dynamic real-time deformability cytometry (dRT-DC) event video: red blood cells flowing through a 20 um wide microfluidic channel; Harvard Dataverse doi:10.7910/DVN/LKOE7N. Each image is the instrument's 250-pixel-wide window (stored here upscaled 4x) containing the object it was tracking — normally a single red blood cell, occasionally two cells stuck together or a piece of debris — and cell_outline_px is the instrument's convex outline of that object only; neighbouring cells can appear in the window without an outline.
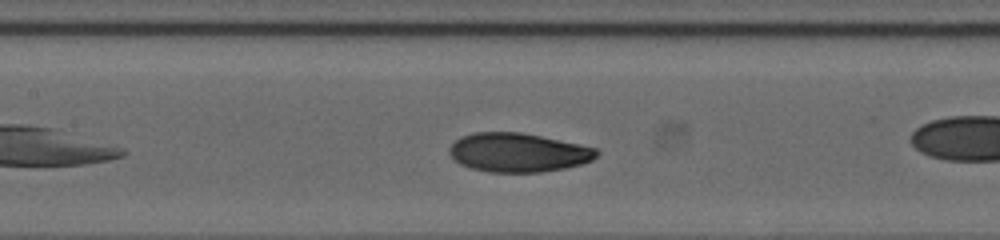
{"species": "human", "species_latin": "Homo sapiens", "temperature_condition": "cold", "stored_images_in_passage": 44, "camera_frame_rate_fps": 3000, "um_per_image_px": 0.085, "donor": {"sex": "female"}, "frame": {"image": 1, "passage_image": 19, "time_ms": 6.0, "image_size_px": [1000, 240], "cell_outline_px": [[600, 152], [592, 160], [584, 164], [564, 168], [540, 172], [488, 172], [472, 168], [460, 164], [448, 152], [448, 148], [460, 136], [476, 132], [520, 132], [580, 144], [596, 148]], "centroid_in_image_um": [44.05, 12.96], "position_along_channel_um": 163.4, "area_um2": 33.41}}
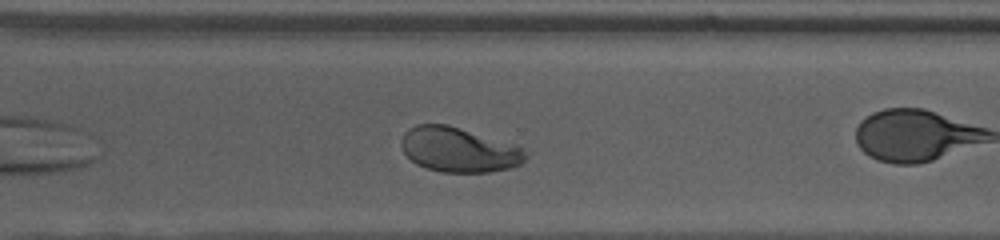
{"frame": {"image": 2, "passage_image": 32, "time_ms": 10.333, "image_size_px": [1000, 240], "cell_outline_px": [[528, 156], [520, 164], [512, 168], [488, 172], [444, 172], [428, 168], [416, 164], [404, 152], [400, 144], [400, 140], [404, 132], [408, 128], [416, 124], [448, 124], [520, 148], [528, 152]], "centroid_in_image_um": [38.94, 12.73], "position_along_channel_um": 331.7, "area_um2": 31.96}, "authors_computed_cell_mechanics": {"area_um2": 33.7552, "velocity_mm_per_s": 3.8953, "shape_relaxation_time_tau1_ms": 4.7439, "shape_relaxation_time_tau2_ms": 1.1431, "deformation_change_tau1": 0.192, "deformation_change_tau2": 0.0535}}